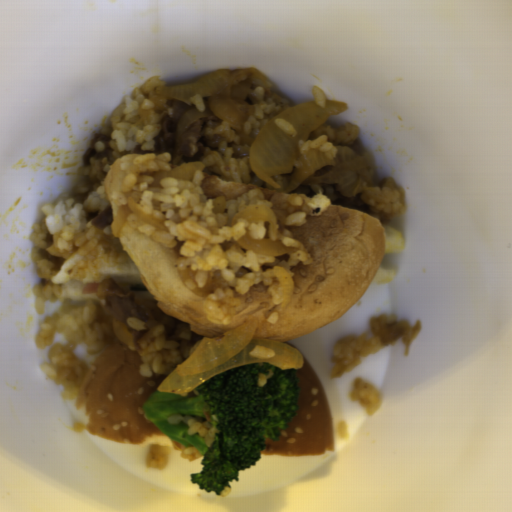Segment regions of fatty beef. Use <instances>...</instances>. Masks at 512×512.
<instances>
[{
    "mask_svg": "<svg viewBox=\"0 0 512 512\" xmlns=\"http://www.w3.org/2000/svg\"><path fill=\"white\" fill-rule=\"evenodd\" d=\"M148 100L159 124L153 137V151L170 155L173 170L185 163L205 162L202 171L210 175L245 185L263 184L264 180L250 164L249 150L255 137L212 116L193 121L182 135H178L180 119L189 110H198L196 104L160 98L158 92L150 94Z\"/></svg>",
    "mask_w": 512,
    "mask_h": 512,
    "instance_id": "8fa450e3",
    "label": "fatty beef"
},
{
    "mask_svg": "<svg viewBox=\"0 0 512 512\" xmlns=\"http://www.w3.org/2000/svg\"><path fill=\"white\" fill-rule=\"evenodd\" d=\"M99 301L95 303L96 327L114 342L129 347L143 342L157 328L152 316L138 303L126 284L105 278L95 290ZM127 317L146 323V331H138L127 324Z\"/></svg>",
    "mask_w": 512,
    "mask_h": 512,
    "instance_id": "1bbc456c",
    "label": "fatty beef"
},
{
    "mask_svg": "<svg viewBox=\"0 0 512 512\" xmlns=\"http://www.w3.org/2000/svg\"><path fill=\"white\" fill-rule=\"evenodd\" d=\"M119 157L116 140L106 133H95L90 146L83 154L78 170V180L72 187V194L79 201H85L98 188L114 161Z\"/></svg>",
    "mask_w": 512,
    "mask_h": 512,
    "instance_id": "5ad873be",
    "label": "fatty beef"
},
{
    "mask_svg": "<svg viewBox=\"0 0 512 512\" xmlns=\"http://www.w3.org/2000/svg\"><path fill=\"white\" fill-rule=\"evenodd\" d=\"M176 241L173 246V252L175 255L176 271L180 278L185 283L188 290L195 295H208L217 289L227 290L230 288L237 301L238 309H244L247 305L252 304L253 301L263 302L272 299L268 288L262 283L253 284L248 288L245 294L238 293L236 290V283L227 282L223 278L222 273L217 268H210L205 276V283L202 287H198L196 280V270H192L189 265L186 264L184 256L181 252L183 241H179L178 236L174 237Z\"/></svg>",
    "mask_w": 512,
    "mask_h": 512,
    "instance_id": "51303b74",
    "label": "fatty beef"
},
{
    "mask_svg": "<svg viewBox=\"0 0 512 512\" xmlns=\"http://www.w3.org/2000/svg\"><path fill=\"white\" fill-rule=\"evenodd\" d=\"M236 82L226 89L222 95L227 104L241 115V125L245 124L254 114L258 97L253 92L259 88H269L271 83L265 72L247 68L231 72Z\"/></svg>",
    "mask_w": 512,
    "mask_h": 512,
    "instance_id": "2513f850",
    "label": "fatty beef"
},
{
    "mask_svg": "<svg viewBox=\"0 0 512 512\" xmlns=\"http://www.w3.org/2000/svg\"><path fill=\"white\" fill-rule=\"evenodd\" d=\"M369 324L373 335L378 337L382 345H389L396 342L398 338H402L404 355H408L413 340L421 330V320L411 325L405 318H398L395 314L370 317Z\"/></svg>",
    "mask_w": 512,
    "mask_h": 512,
    "instance_id": "7934fd38",
    "label": "fatty beef"
},
{
    "mask_svg": "<svg viewBox=\"0 0 512 512\" xmlns=\"http://www.w3.org/2000/svg\"><path fill=\"white\" fill-rule=\"evenodd\" d=\"M322 136H327L326 141L332 142L335 147H347L356 154H365L364 145L360 142V129L357 124L346 123L343 127L333 124L321 123L319 128L311 131L306 141H315Z\"/></svg>",
    "mask_w": 512,
    "mask_h": 512,
    "instance_id": "6575b59f",
    "label": "fatty beef"
},
{
    "mask_svg": "<svg viewBox=\"0 0 512 512\" xmlns=\"http://www.w3.org/2000/svg\"><path fill=\"white\" fill-rule=\"evenodd\" d=\"M280 191L273 194L268 201L272 203V211L276 217V228L280 235L287 230L286 218L290 213L303 212L309 215L310 208L308 204L311 202L304 194L283 193Z\"/></svg>",
    "mask_w": 512,
    "mask_h": 512,
    "instance_id": "f438e4f6",
    "label": "fatty beef"
},
{
    "mask_svg": "<svg viewBox=\"0 0 512 512\" xmlns=\"http://www.w3.org/2000/svg\"><path fill=\"white\" fill-rule=\"evenodd\" d=\"M83 256L84 260L92 259V264L96 267L102 266L103 263L109 265L124 263L127 258L118 236L113 233L99 239L97 246Z\"/></svg>",
    "mask_w": 512,
    "mask_h": 512,
    "instance_id": "90047fb2",
    "label": "fatty beef"
},
{
    "mask_svg": "<svg viewBox=\"0 0 512 512\" xmlns=\"http://www.w3.org/2000/svg\"><path fill=\"white\" fill-rule=\"evenodd\" d=\"M84 219L91 222L93 227L98 230L106 229L113 220L112 205H107L105 209L96 206H85L83 208Z\"/></svg>",
    "mask_w": 512,
    "mask_h": 512,
    "instance_id": "9584ab52",
    "label": "fatty beef"
},
{
    "mask_svg": "<svg viewBox=\"0 0 512 512\" xmlns=\"http://www.w3.org/2000/svg\"><path fill=\"white\" fill-rule=\"evenodd\" d=\"M38 251L43 258H46L51 263V270L57 273L62 268L66 259L63 257H56L44 249H40Z\"/></svg>",
    "mask_w": 512,
    "mask_h": 512,
    "instance_id": "626b1e2c",
    "label": "fatty beef"
},
{
    "mask_svg": "<svg viewBox=\"0 0 512 512\" xmlns=\"http://www.w3.org/2000/svg\"><path fill=\"white\" fill-rule=\"evenodd\" d=\"M44 284L53 285L52 282H51V279H45V278H41L40 277V285H44Z\"/></svg>",
    "mask_w": 512,
    "mask_h": 512,
    "instance_id": "32593e17",
    "label": "fatty beef"
}]
</instances>
